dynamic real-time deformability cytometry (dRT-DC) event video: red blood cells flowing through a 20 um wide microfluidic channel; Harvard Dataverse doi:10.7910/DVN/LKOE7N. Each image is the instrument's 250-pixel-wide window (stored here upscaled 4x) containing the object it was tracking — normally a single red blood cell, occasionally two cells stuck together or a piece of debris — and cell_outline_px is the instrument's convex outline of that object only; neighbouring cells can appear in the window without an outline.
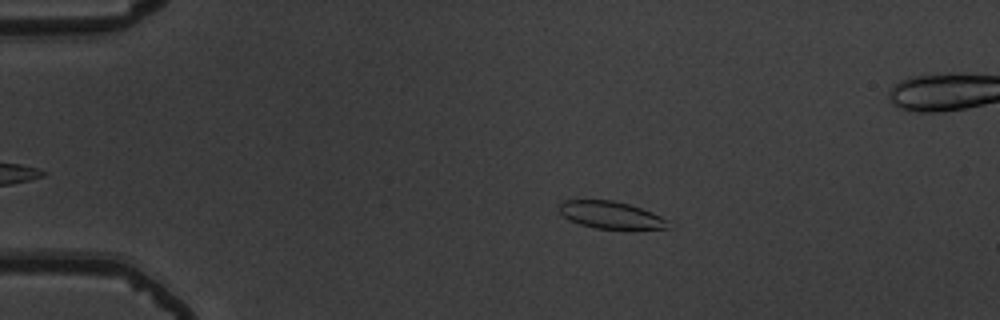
{"species": "common noctule bat (a hibernating species)", "species_latin": "Nyctalus noctula", "temperature_condition": "warm", "stored_images_in_passage": 48, "camera_frame_rate_fps": 3000, "um_per_image_px": 0.085, "animal": {"sex": "male", "body_mass_g": 19.5, "forearm_length_mm": 54.6}, "frame": {"image": 1, "passage_image": 12, "time_ms": 3.667, "image_size_px": [1000, 320], "cell_outline_px": [[672, 228], [596, 228], [580, 224], [568, 220], [560, 212], [560, 204], [564, 200], [612, 200], [628, 204], [652, 212], [668, 220]], "centroid_in_image_um": [51.92, 18.27], "position_along_channel_um": 33.1, "area_um2": 16.99}}
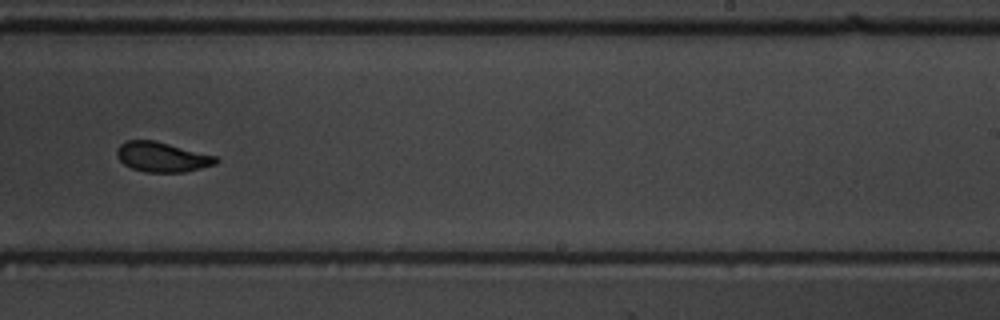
{"frame": {"image": 2, "passage_image": 36, "time_ms": 11.667, "image_size_px": [1000, 320], "cell_outline_px": [[220, 160], [216, 164], [184, 172], [144, 172], [132, 168], [124, 164], [116, 156], [116, 148], [124, 140], [152, 140], [216, 156]], "centroid_in_image_um": [13.74, 13.34], "position_along_channel_um": 275.3, "area_um2": 17.17}}
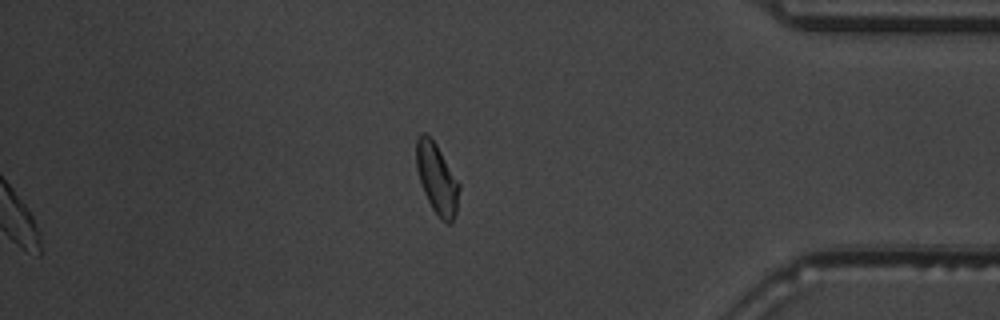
{"frame": {"image": 3, "passage_image": 48, "time_ms": 15.667, "image_size_px": [1000, 320], "cell_outline_px": [[460, 188], [456, 212], [452, 224], [448, 224], [440, 220], [432, 208], [424, 192], [416, 168], [416, 140], [420, 132], [424, 132], [436, 144], [460, 184]], "centroid_in_image_um": [37.14, 15.21], "position_along_channel_um": 398.1, "area_um2": 17.57}, "authors_computed_cell_mechanics": {"area_um2": 17.918, "velocity_mm_per_s": 3.7464, "shape_relaxation_time_tau1_ms": 5.7463, "shape_relaxation_time_tau2_ms": 1.9788, "deformation_change_tau1": 0.1705, "deformation_change_tau2": 0.0842}}